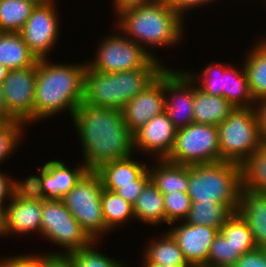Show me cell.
Instances as JSON below:
<instances>
[{
	"mask_svg": "<svg viewBox=\"0 0 266 267\" xmlns=\"http://www.w3.org/2000/svg\"><path fill=\"white\" fill-rule=\"evenodd\" d=\"M37 61L20 32H0L1 65L8 70H14L34 66Z\"/></svg>",
	"mask_w": 266,
	"mask_h": 267,
	"instance_id": "26",
	"label": "cell"
},
{
	"mask_svg": "<svg viewBox=\"0 0 266 267\" xmlns=\"http://www.w3.org/2000/svg\"><path fill=\"white\" fill-rule=\"evenodd\" d=\"M26 130L27 126L20 121L0 122V167L22 146L28 135Z\"/></svg>",
	"mask_w": 266,
	"mask_h": 267,
	"instance_id": "36",
	"label": "cell"
},
{
	"mask_svg": "<svg viewBox=\"0 0 266 267\" xmlns=\"http://www.w3.org/2000/svg\"><path fill=\"white\" fill-rule=\"evenodd\" d=\"M41 239L52 243L53 251H43L44 255L66 256L74 251L89 247L94 241L82 229L79 222L57 198H42ZM58 246V250H57Z\"/></svg>",
	"mask_w": 266,
	"mask_h": 267,
	"instance_id": "7",
	"label": "cell"
},
{
	"mask_svg": "<svg viewBox=\"0 0 266 267\" xmlns=\"http://www.w3.org/2000/svg\"><path fill=\"white\" fill-rule=\"evenodd\" d=\"M101 208L106 224V236L110 233L112 234L113 231L116 232L120 227L123 229H125L124 227H129V221L130 224L133 221L136 222L133 204L125 201L115 192L104 188L101 194Z\"/></svg>",
	"mask_w": 266,
	"mask_h": 267,
	"instance_id": "27",
	"label": "cell"
},
{
	"mask_svg": "<svg viewBox=\"0 0 266 267\" xmlns=\"http://www.w3.org/2000/svg\"><path fill=\"white\" fill-rule=\"evenodd\" d=\"M103 185L95 171H87L61 200L87 235L97 242L106 239V224L101 208Z\"/></svg>",
	"mask_w": 266,
	"mask_h": 267,
	"instance_id": "8",
	"label": "cell"
},
{
	"mask_svg": "<svg viewBox=\"0 0 266 267\" xmlns=\"http://www.w3.org/2000/svg\"><path fill=\"white\" fill-rule=\"evenodd\" d=\"M115 31V32H114ZM94 55L87 66L97 72L114 73L138 68H166L168 65L152 57L141 45L126 37L115 26L96 42Z\"/></svg>",
	"mask_w": 266,
	"mask_h": 267,
	"instance_id": "5",
	"label": "cell"
},
{
	"mask_svg": "<svg viewBox=\"0 0 266 267\" xmlns=\"http://www.w3.org/2000/svg\"><path fill=\"white\" fill-rule=\"evenodd\" d=\"M217 129L222 161L242 165L263 145L255 107H236Z\"/></svg>",
	"mask_w": 266,
	"mask_h": 267,
	"instance_id": "6",
	"label": "cell"
},
{
	"mask_svg": "<svg viewBox=\"0 0 266 267\" xmlns=\"http://www.w3.org/2000/svg\"><path fill=\"white\" fill-rule=\"evenodd\" d=\"M140 267H191V266H169V265H142Z\"/></svg>",
	"mask_w": 266,
	"mask_h": 267,
	"instance_id": "50",
	"label": "cell"
},
{
	"mask_svg": "<svg viewBox=\"0 0 266 267\" xmlns=\"http://www.w3.org/2000/svg\"><path fill=\"white\" fill-rule=\"evenodd\" d=\"M236 212L247 222L257 246H266V194L242 187Z\"/></svg>",
	"mask_w": 266,
	"mask_h": 267,
	"instance_id": "20",
	"label": "cell"
},
{
	"mask_svg": "<svg viewBox=\"0 0 266 267\" xmlns=\"http://www.w3.org/2000/svg\"><path fill=\"white\" fill-rule=\"evenodd\" d=\"M43 163L42 167L35 171H40L39 173L30 174L28 177L25 176L26 178L24 177L23 180L25 187L34 195L43 199H61L88 171L81 160L73 164L74 167H69L68 163L61 160V158L53 160L51 158Z\"/></svg>",
	"mask_w": 266,
	"mask_h": 267,
	"instance_id": "10",
	"label": "cell"
},
{
	"mask_svg": "<svg viewBox=\"0 0 266 267\" xmlns=\"http://www.w3.org/2000/svg\"><path fill=\"white\" fill-rule=\"evenodd\" d=\"M59 62L51 58L37 61L34 95V125L65 114L73 116L84 99L87 62ZM56 62V63H55ZM65 112V113H64ZM37 122V123H36Z\"/></svg>",
	"mask_w": 266,
	"mask_h": 267,
	"instance_id": "3",
	"label": "cell"
},
{
	"mask_svg": "<svg viewBox=\"0 0 266 267\" xmlns=\"http://www.w3.org/2000/svg\"><path fill=\"white\" fill-rule=\"evenodd\" d=\"M135 219L138 224L167 229L163 193L149 181L133 204Z\"/></svg>",
	"mask_w": 266,
	"mask_h": 267,
	"instance_id": "24",
	"label": "cell"
},
{
	"mask_svg": "<svg viewBox=\"0 0 266 267\" xmlns=\"http://www.w3.org/2000/svg\"><path fill=\"white\" fill-rule=\"evenodd\" d=\"M231 62H215L207 63L204 68L195 72L194 69H183L188 76L196 83L197 87L203 92L223 97V89H225V70L231 65Z\"/></svg>",
	"mask_w": 266,
	"mask_h": 267,
	"instance_id": "31",
	"label": "cell"
},
{
	"mask_svg": "<svg viewBox=\"0 0 266 267\" xmlns=\"http://www.w3.org/2000/svg\"><path fill=\"white\" fill-rule=\"evenodd\" d=\"M94 241L89 247L74 251L66 255L73 267H128L127 260H119L109 254L102 253L100 245L103 242ZM99 248H98V247Z\"/></svg>",
	"mask_w": 266,
	"mask_h": 267,
	"instance_id": "35",
	"label": "cell"
},
{
	"mask_svg": "<svg viewBox=\"0 0 266 267\" xmlns=\"http://www.w3.org/2000/svg\"><path fill=\"white\" fill-rule=\"evenodd\" d=\"M264 34L260 32L258 37H254L252 47L243 51L244 57L241 60L255 102L266 98V33Z\"/></svg>",
	"mask_w": 266,
	"mask_h": 267,
	"instance_id": "19",
	"label": "cell"
},
{
	"mask_svg": "<svg viewBox=\"0 0 266 267\" xmlns=\"http://www.w3.org/2000/svg\"><path fill=\"white\" fill-rule=\"evenodd\" d=\"M234 109L224 97L207 94L197 86L194 88V123L218 126Z\"/></svg>",
	"mask_w": 266,
	"mask_h": 267,
	"instance_id": "25",
	"label": "cell"
},
{
	"mask_svg": "<svg viewBox=\"0 0 266 267\" xmlns=\"http://www.w3.org/2000/svg\"><path fill=\"white\" fill-rule=\"evenodd\" d=\"M144 242L141 265H169L190 266L185 259L182 250L171 234L165 229Z\"/></svg>",
	"mask_w": 266,
	"mask_h": 267,
	"instance_id": "22",
	"label": "cell"
},
{
	"mask_svg": "<svg viewBox=\"0 0 266 267\" xmlns=\"http://www.w3.org/2000/svg\"><path fill=\"white\" fill-rule=\"evenodd\" d=\"M166 160L182 165L221 162L217 126L191 123L177 129L173 149Z\"/></svg>",
	"mask_w": 266,
	"mask_h": 267,
	"instance_id": "9",
	"label": "cell"
},
{
	"mask_svg": "<svg viewBox=\"0 0 266 267\" xmlns=\"http://www.w3.org/2000/svg\"><path fill=\"white\" fill-rule=\"evenodd\" d=\"M166 229L175 239L178 247L191 267H203L207 262L211 245L218 230L205 225L174 222Z\"/></svg>",
	"mask_w": 266,
	"mask_h": 267,
	"instance_id": "16",
	"label": "cell"
},
{
	"mask_svg": "<svg viewBox=\"0 0 266 267\" xmlns=\"http://www.w3.org/2000/svg\"><path fill=\"white\" fill-rule=\"evenodd\" d=\"M167 228L170 224L184 221L191 208V198L187 192L174 191L163 194Z\"/></svg>",
	"mask_w": 266,
	"mask_h": 267,
	"instance_id": "38",
	"label": "cell"
},
{
	"mask_svg": "<svg viewBox=\"0 0 266 267\" xmlns=\"http://www.w3.org/2000/svg\"><path fill=\"white\" fill-rule=\"evenodd\" d=\"M164 70L165 68H138L119 71L120 110L153 83Z\"/></svg>",
	"mask_w": 266,
	"mask_h": 267,
	"instance_id": "29",
	"label": "cell"
},
{
	"mask_svg": "<svg viewBox=\"0 0 266 267\" xmlns=\"http://www.w3.org/2000/svg\"><path fill=\"white\" fill-rule=\"evenodd\" d=\"M232 267H266V252L263 248L244 253Z\"/></svg>",
	"mask_w": 266,
	"mask_h": 267,
	"instance_id": "43",
	"label": "cell"
},
{
	"mask_svg": "<svg viewBox=\"0 0 266 267\" xmlns=\"http://www.w3.org/2000/svg\"><path fill=\"white\" fill-rule=\"evenodd\" d=\"M35 253L4 255L0 258V267H44V254Z\"/></svg>",
	"mask_w": 266,
	"mask_h": 267,
	"instance_id": "39",
	"label": "cell"
},
{
	"mask_svg": "<svg viewBox=\"0 0 266 267\" xmlns=\"http://www.w3.org/2000/svg\"><path fill=\"white\" fill-rule=\"evenodd\" d=\"M242 255L218 232L203 267H232Z\"/></svg>",
	"mask_w": 266,
	"mask_h": 267,
	"instance_id": "37",
	"label": "cell"
},
{
	"mask_svg": "<svg viewBox=\"0 0 266 267\" xmlns=\"http://www.w3.org/2000/svg\"><path fill=\"white\" fill-rule=\"evenodd\" d=\"M148 172L150 181L163 194L188 191V165L175 164L166 159H154V162L148 165Z\"/></svg>",
	"mask_w": 266,
	"mask_h": 267,
	"instance_id": "23",
	"label": "cell"
},
{
	"mask_svg": "<svg viewBox=\"0 0 266 267\" xmlns=\"http://www.w3.org/2000/svg\"><path fill=\"white\" fill-rule=\"evenodd\" d=\"M81 147L82 162L88 171L133 154V133L128 129L122 111L81 103L71 118Z\"/></svg>",
	"mask_w": 266,
	"mask_h": 267,
	"instance_id": "1",
	"label": "cell"
},
{
	"mask_svg": "<svg viewBox=\"0 0 266 267\" xmlns=\"http://www.w3.org/2000/svg\"><path fill=\"white\" fill-rule=\"evenodd\" d=\"M196 83L182 69L164 70L165 109L173 125L179 129L194 123V88Z\"/></svg>",
	"mask_w": 266,
	"mask_h": 267,
	"instance_id": "14",
	"label": "cell"
},
{
	"mask_svg": "<svg viewBox=\"0 0 266 267\" xmlns=\"http://www.w3.org/2000/svg\"><path fill=\"white\" fill-rule=\"evenodd\" d=\"M36 5L32 0H0V32H20Z\"/></svg>",
	"mask_w": 266,
	"mask_h": 267,
	"instance_id": "32",
	"label": "cell"
},
{
	"mask_svg": "<svg viewBox=\"0 0 266 267\" xmlns=\"http://www.w3.org/2000/svg\"><path fill=\"white\" fill-rule=\"evenodd\" d=\"M36 4H50L56 2V0H32Z\"/></svg>",
	"mask_w": 266,
	"mask_h": 267,
	"instance_id": "51",
	"label": "cell"
},
{
	"mask_svg": "<svg viewBox=\"0 0 266 267\" xmlns=\"http://www.w3.org/2000/svg\"><path fill=\"white\" fill-rule=\"evenodd\" d=\"M41 214L42 198L23 185L5 205L4 238L15 240L25 235L41 238Z\"/></svg>",
	"mask_w": 266,
	"mask_h": 267,
	"instance_id": "13",
	"label": "cell"
},
{
	"mask_svg": "<svg viewBox=\"0 0 266 267\" xmlns=\"http://www.w3.org/2000/svg\"><path fill=\"white\" fill-rule=\"evenodd\" d=\"M215 1H216L217 3H219V5H220V0H215ZM218 1H219V2H218ZM222 1H225V0H221V2H222Z\"/></svg>",
	"mask_w": 266,
	"mask_h": 267,
	"instance_id": "53",
	"label": "cell"
},
{
	"mask_svg": "<svg viewBox=\"0 0 266 267\" xmlns=\"http://www.w3.org/2000/svg\"><path fill=\"white\" fill-rule=\"evenodd\" d=\"M243 187L266 194V145H262L242 165Z\"/></svg>",
	"mask_w": 266,
	"mask_h": 267,
	"instance_id": "34",
	"label": "cell"
},
{
	"mask_svg": "<svg viewBox=\"0 0 266 267\" xmlns=\"http://www.w3.org/2000/svg\"><path fill=\"white\" fill-rule=\"evenodd\" d=\"M113 25L126 37L141 45L152 57L164 60L155 54L158 49L181 47L186 38V19L163 0L133 6L114 16ZM181 43V44H180Z\"/></svg>",
	"mask_w": 266,
	"mask_h": 267,
	"instance_id": "2",
	"label": "cell"
},
{
	"mask_svg": "<svg viewBox=\"0 0 266 267\" xmlns=\"http://www.w3.org/2000/svg\"><path fill=\"white\" fill-rule=\"evenodd\" d=\"M157 0H112L110 1L113 4V17L120 12L121 10H124L126 8H130L133 6H139V5H143V4H148V3H152L155 2Z\"/></svg>",
	"mask_w": 266,
	"mask_h": 267,
	"instance_id": "45",
	"label": "cell"
},
{
	"mask_svg": "<svg viewBox=\"0 0 266 267\" xmlns=\"http://www.w3.org/2000/svg\"><path fill=\"white\" fill-rule=\"evenodd\" d=\"M219 232L241 255L258 248L247 222L237 212L226 220Z\"/></svg>",
	"mask_w": 266,
	"mask_h": 267,
	"instance_id": "33",
	"label": "cell"
},
{
	"mask_svg": "<svg viewBox=\"0 0 266 267\" xmlns=\"http://www.w3.org/2000/svg\"><path fill=\"white\" fill-rule=\"evenodd\" d=\"M8 109L5 104L2 86L0 85V122H8Z\"/></svg>",
	"mask_w": 266,
	"mask_h": 267,
	"instance_id": "47",
	"label": "cell"
},
{
	"mask_svg": "<svg viewBox=\"0 0 266 267\" xmlns=\"http://www.w3.org/2000/svg\"><path fill=\"white\" fill-rule=\"evenodd\" d=\"M82 103L120 110L119 72H97L87 66L84 75Z\"/></svg>",
	"mask_w": 266,
	"mask_h": 267,
	"instance_id": "18",
	"label": "cell"
},
{
	"mask_svg": "<svg viewBox=\"0 0 266 267\" xmlns=\"http://www.w3.org/2000/svg\"><path fill=\"white\" fill-rule=\"evenodd\" d=\"M233 213L227 204L217 201L192 202L189 215L184 221L188 224L209 226L219 231Z\"/></svg>",
	"mask_w": 266,
	"mask_h": 267,
	"instance_id": "30",
	"label": "cell"
},
{
	"mask_svg": "<svg viewBox=\"0 0 266 267\" xmlns=\"http://www.w3.org/2000/svg\"><path fill=\"white\" fill-rule=\"evenodd\" d=\"M136 156L135 153L124 159L107 162L96 169L95 172L99 175L103 188L114 192L120 185L134 184V180L149 165V162H144L143 159L140 160L139 156L137 158Z\"/></svg>",
	"mask_w": 266,
	"mask_h": 267,
	"instance_id": "21",
	"label": "cell"
},
{
	"mask_svg": "<svg viewBox=\"0 0 266 267\" xmlns=\"http://www.w3.org/2000/svg\"><path fill=\"white\" fill-rule=\"evenodd\" d=\"M44 267H73V264L67 256L44 255Z\"/></svg>",
	"mask_w": 266,
	"mask_h": 267,
	"instance_id": "46",
	"label": "cell"
},
{
	"mask_svg": "<svg viewBox=\"0 0 266 267\" xmlns=\"http://www.w3.org/2000/svg\"><path fill=\"white\" fill-rule=\"evenodd\" d=\"M262 2H264L262 5H263V7H264V5L266 6V0H262ZM265 8V10H266V7H264Z\"/></svg>",
	"mask_w": 266,
	"mask_h": 267,
	"instance_id": "52",
	"label": "cell"
},
{
	"mask_svg": "<svg viewBox=\"0 0 266 267\" xmlns=\"http://www.w3.org/2000/svg\"><path fill=\"white\" fill-rule=\"evenodd\" d=\"M260 127V135L262 142L266 145V98L261 99L255 103Z\"/></svg>",
	"mask_w": 266,
	"mask_h": 267,
	"instance_id": "44",
	"label": "cell"
},
{
	"mask_svg": "<svg viewBox=\"0 0 266 267\" xmlns=\"http://www.w3.org/2000/svg\"><path fill=\"white\" fill-rule=\"evenodd\" d=\"M165 109L164 71L145 90L129 100L122 108L128 129L134 133Z\"/></svg>",
	"mask_w": 266,
	"mask_h": 267,
	"instance_id": "17",
	"label": "cell"
},
{
	"mask_svg": "<svg viewBox=\"0 0 266 267\" xmlns=\"http://www.w3.org/2000/svg\"><path fill=\"white\" fill-rule=\"evenodd\" d=\"M4 171L0 168V204L5 206L23 186V180Z\"/></svg>",
	"mask_w": 266,
	"mask_h": 267,
	"instance_id": "40",
	"label": "cell"
},
{
	"mask_svg": "<svg viewBox=\"0 0 266 267\" xmlns=\"http://www.w3.org/2000/svg\"><path fill=\"white\" fill-rule=\"evenodd\" d=\"M5 206L0 204V238H4Z\"/></svg>",
	"mask_w": 266,
	"mask_h": 267,
	"instance_id": "48",
	"label": "cell"
},
{
	"mask_svg": "<svg viewBox=\"0 0 266 267\" xmlns=\"http://www.w3.org/2000/svg\"><path fill=\"white\" fill-rule=\"evenodd\" d=\"M37 63L34 66L9 70L1 83L10 121L34 125V95Z\"/></svg>",
	"mask_w": 266,
	"mask_h": 267,
	"instance_id": "12",
	"label": "cell"
},
{
	"mask_svg": "<svg viewBox=\"0 0 266 267\" xmlns=\"http://www.w3.org/2000/svg\"><path fill=\"white\" fill-rule=\"evenodd\" d=\"M238 63V66L237 64H235L236 66L231 64L225 70V89H223V97L235 108H253L256 102L251 95L247 75L241 60Z\"/></svg>",
	"mask_w": 266,
	"mask_h": 267,
	"instance_id": "28",
	"label": "cell"
},
{
	"mask_svg": "<svg viewBox=\"0 0 266 267\" xmlns=\"http://www.w3.org/2000/svg\"><path fill=\"white\" fill-rule=\"evenodd\" d=\"M8 72H9V70L0 64V85L4 81V79L6 78Z\"/></svg>",
	"mask_w": 266,
	"mask_h": 267,
	"instance_id": "49",
	"label": "cell"
},
{
	"mask_svg": "<svg viewBox=\"0 0 266 267\" xmlns=\"http://www.w3.org/2000/svg\"><path fill=\"white\" fill-rule=\"evenodd\" d=\"M188 179L192 202L217 201L237 211L243 187L241 165L227 161L188 165Z\"/></svg>",
	"mask_w": 266,
	"mask_h": 267,
	"instance_id": "4",
	"label": "cell"
},
{
	"mask_svg": "<svg viewBox=\"0 0 266 267\" xmlns=\"http://www.w3.org/2000/svg\"><path fill=\"white\" fill-rule=\"evenodd\" d=\"M149 181L150 175L147 168L136 180H134V184L120 185L114 192L121 196L125 201L134 204Z\"/></svg>",
	"mask_w": 266,
	"mask_h": 267,
	"instance_id": "41",
	"label": "cell"
},
{
	"mask_svg": "<svg viewBox=\"0 0 266 267\" xmlns=\"http://www.w3.org/2000/svg\"><path fill=\"white\" fill-rule=\"evenodd\" d=\"M163 1L166 2L173 10L179 13L184 19H187L188 16L186 14L189 15L191 12H193V10L196 9L202 10L205 7L208 8V6L213 4L214 5L216 4L217 6L215 0H163Z\"/></svg>",
	"mask_w": 266,
	"mask_h": 267,
	"instance_id": "42",
	"label": "cell"
},
{
	"mask_svg": "<svg viewBox=\"0 0 266 267\" xmlns=\"http://www.w3.org/2000/svg\"><path fill=\"white\" fill-rule=\"evenodd\" d=\"M56 4H37L20 31L23 41L38 60L51 58L50 54L61 39L59 1Z\"/></svg>",
	"mask_w": 266,
	"mask_h": 267,
	"instance_id": "11",
	"label": "cell"
},
{
	"mask_svg": "<svg viewBox=\"0 0 266 267\" xmlns=\"http://www.w3.org/2000/svg\"><path fill=\"white\" fill-rule=\"evenodd\" d=\"M176 132L165 112L154 116L133 133L134 152L148 156L150 163L154 159H166L173 149Z\"/></svg>",
	"mask_w": 266,
	"mask_h": 267,
	"instance_id": "15",
	"label": "cell"
}]
</instances>
